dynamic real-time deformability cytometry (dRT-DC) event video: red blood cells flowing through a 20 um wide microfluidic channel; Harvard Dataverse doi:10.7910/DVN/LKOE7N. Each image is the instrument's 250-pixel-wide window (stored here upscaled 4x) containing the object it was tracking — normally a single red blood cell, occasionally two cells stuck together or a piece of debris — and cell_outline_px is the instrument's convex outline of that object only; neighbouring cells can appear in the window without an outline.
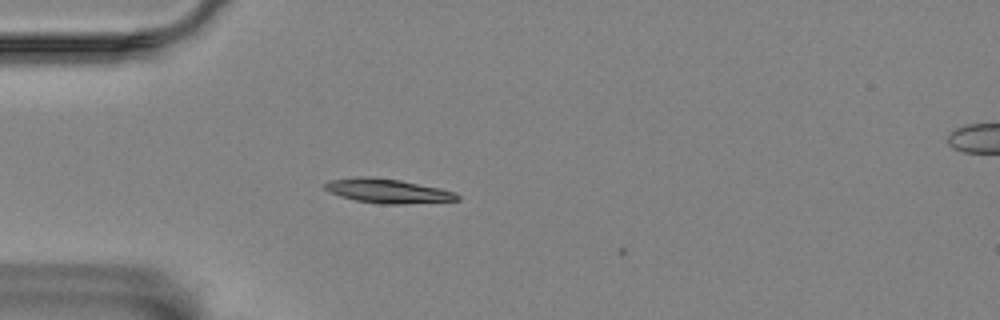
{"species": "Egyptian fruit bat (a non-hibernating species)", "species_latin": "Rousettus aegyptiacus", "temperature_condition": "room temperature", "stored_images_in_passage": 5, "camera_frame_rate_fps": 3000, "um_per_image_px": 0.085, "animal": {"sex": "female"}, "frame": {"image": 1, "passage_image": 1, "time_ms": 0.0, "image_size_px": [1000, 320], "cell_outline_px": [[460, 200], [404, 204], [380, 204], [356, 200], [340, 196], [328, 192], [324, 188], [324, 184], [332, 180], [360, 176], [364, 176], [400, 180], [440, 188], [456, 192], [460, 196]], "centroid_in_image_um": [32.98, 16.24], "position_along_channel_um": 52.0, "area_um2": 18.67}}